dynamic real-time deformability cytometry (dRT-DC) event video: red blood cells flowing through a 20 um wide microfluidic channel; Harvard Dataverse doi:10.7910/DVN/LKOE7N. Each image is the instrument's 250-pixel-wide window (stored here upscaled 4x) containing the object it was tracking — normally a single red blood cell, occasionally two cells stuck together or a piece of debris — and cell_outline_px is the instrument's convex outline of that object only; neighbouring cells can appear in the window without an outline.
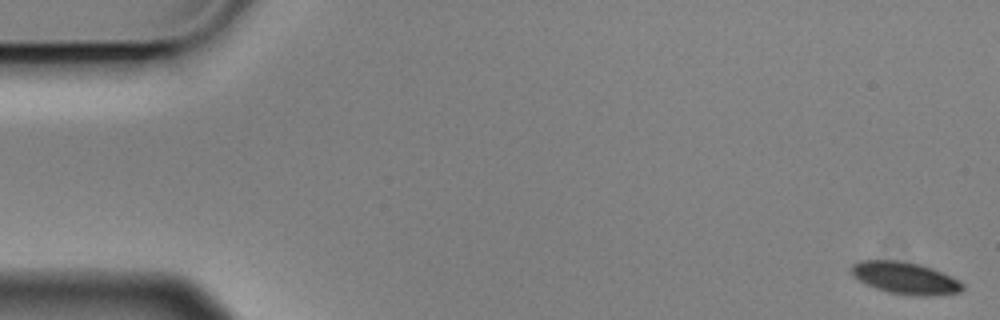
{"species": "Egyptian fruit bat (a non-hibernating species)", "species_latin": "Rousettus aegyptiacus", "temperature_condition": "cold", "stored_images_in_passage": 10, "camera_frame_rate_fps": 3000, "um_per_image_px": 0.085, "animal": {"sex": "male"}, "frame": {"image": 1, "passage_image": 1, "time_ms": 0.0, "image_size_px": [1000, 320], "cell_outline_px": [[964, 288], [960, 292], [928, 296], [912, 296], [888, 292], [876, 288], [852, 276], [852, 264], [860, 260], [896, 260], [920, 264], [932, 268], [964, 284]], "centroid_in_image_um": [76.92, 23.63], "position_along_channel_um": 8.1, "area_um2": 20.52}}
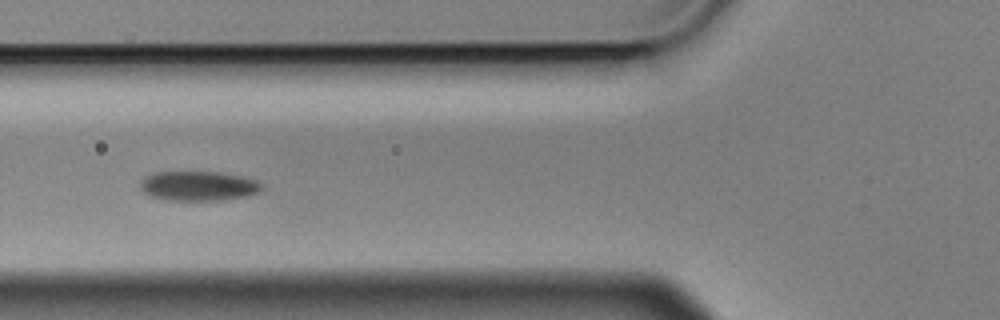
{"frame": {"image": 2, "passage_image": 7, "time_ms": 2.0, "image_size_px": [1000, 320], "cell_outline_px": [[264, 188], [260, 192], [248, 196], [224, 200], [168, 200], [148, 196], [140, 188], [140, 180], [144, 176], [152, 172], [220, 172], [244, 176], [256, 180], [264, 184]], "centroid_in_image_um": [16.89, 15.8], "position_along_channel_um": 108.9, "area_um2": 21.44}}
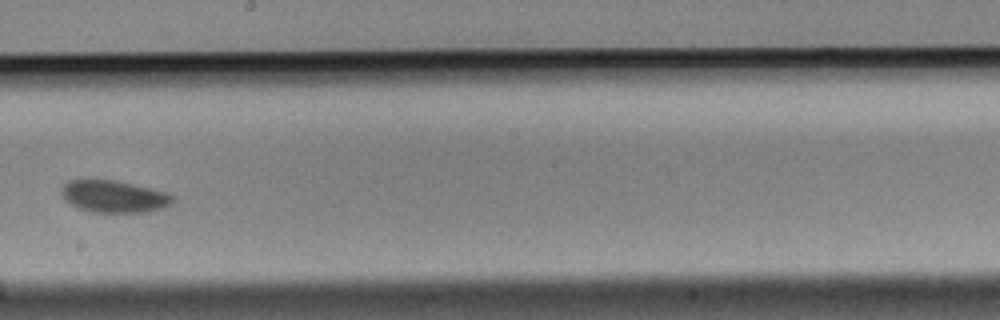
{"frame": {"image": 3, "passage_image": 10, "time_ms": 3.0, "image_size_px": [1000, 320], "cell_outline_px": [[172, 204], [148, 212], [92, 212], [80, 208], [64, 200], [60, 192], [60, 188], [68, 180], [84, 176], [116, 180], [168, 192], [172, 196]], "centroid_in_image_um": [9.59, 16.64], "position_along_channel_um": 238.6, "area_um2": 21.44}}